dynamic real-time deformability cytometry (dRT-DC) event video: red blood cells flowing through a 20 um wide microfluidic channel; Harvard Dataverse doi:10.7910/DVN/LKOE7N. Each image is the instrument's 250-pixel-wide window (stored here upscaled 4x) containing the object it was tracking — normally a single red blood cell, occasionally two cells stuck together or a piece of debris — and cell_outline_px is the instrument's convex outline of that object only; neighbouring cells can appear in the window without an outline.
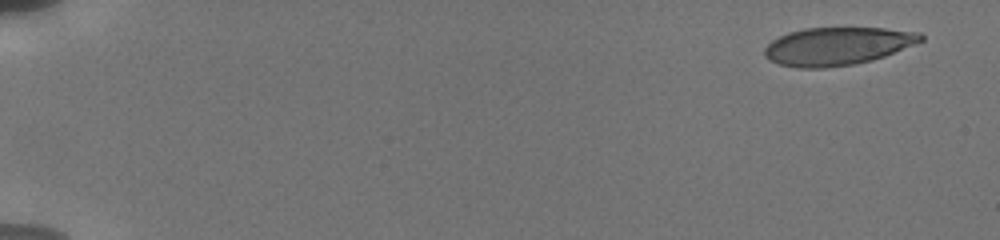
{"species": "human", "species_latin": "Homo sapiens", "temperature_condition": "cold", "stored_images_in_passage": 12, "camera_frame_rate_fps": 3000, "um_per_image_px": 0.085, "donor": {"sex": "male"}, "frame": {"image": 1, "passage_image": 1, "time_ms": 0.0, "image_size_px": [1000, 240], "cell_outline_px": [[924, 40], [884, 56], [872, 60], [852, 64], [824, 68], [800, 68], [780, 64], [768, 60], [764, 56], [764, 48], [772, 40], [788, 32], [804, 28], [884, 28], [920, 32], [924, 36]], "centroid_in_image_um": [71.16, 3.92], "position_along_channel_um": 13.8, "area_um2": 34.45}}
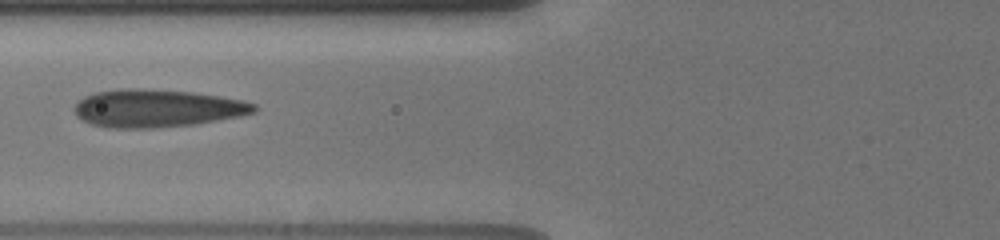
{"frame": {"image": 2, "passage_image": 9, "time_ms": 7.0, "image_size_px": [1000, 240], "cell_outline_px": [[260, 108], [256, 112], [240, 116], [192, 124], [152, 128], [108, 128], [92, 124], [76, 116], [72, 108], [84, 96], [96, 92], [120, 88], [136, 88], [192, 92], [220, 96], [244, 100], [256, 104]], "centroid_in_image_um": [13.35, 9.2], "position_along_channel_um": 112.5, "area_um2": 39.65}}
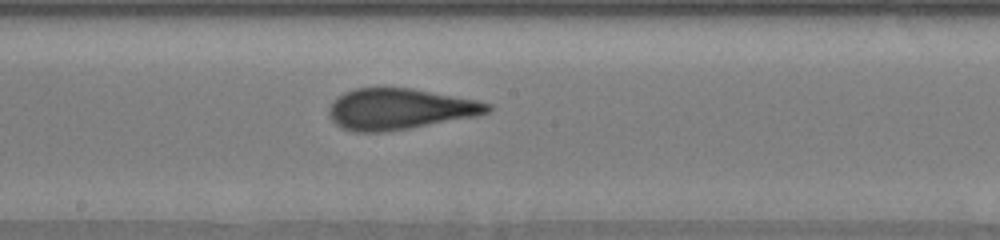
{"frame": {"image": 3, "passage_image": 12, "time_ms": 9.667, "image_size_px": [1000, 240], "cell_outline_px": [[492, 108], [488, 112], [476, 116], [408, 128], [384, 132], [352, 132], [340, 128], [328, 116], [328, 108], [332, 100], [336, 96], [344, 92], [356, 88], [412, 88], [480, 100], [492, 104]], "centroid_in_image_um": [33.94, 9.26], "position_along_channel_um": 214.3, "area_um2": 38.21}}